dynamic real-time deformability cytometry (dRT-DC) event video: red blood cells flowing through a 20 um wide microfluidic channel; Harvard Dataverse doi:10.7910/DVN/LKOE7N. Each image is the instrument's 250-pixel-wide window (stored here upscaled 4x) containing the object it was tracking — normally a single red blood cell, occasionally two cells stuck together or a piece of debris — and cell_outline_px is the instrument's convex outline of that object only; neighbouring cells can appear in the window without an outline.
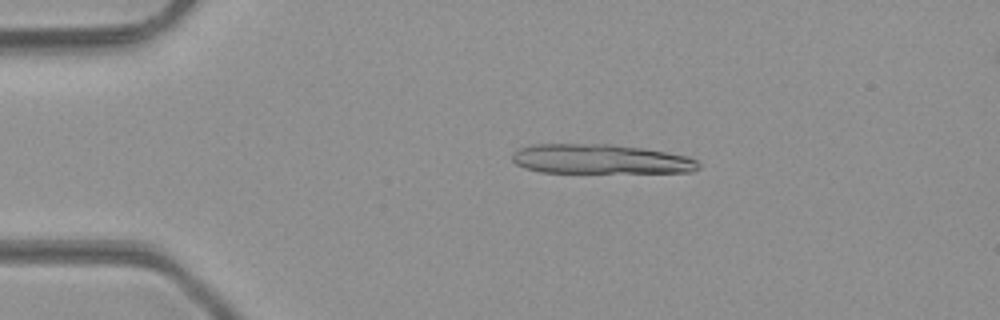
{"species": "common noctule bat (a hibernating species)", "species_latin": "Nyctalus noctula", "temperature_condition": "room temperature", "stored_images_in_passage": 48, "segment_of_instrument_passage": [1, 2], "camera_frame_rate_fps": 3000, "um_per_image_px": 0.085, "animal": {"sex": "male", "body_mass_g": 23.1, "forearm_length_mm": 52.7}, "frame": {"image": 1, "passage_image": 9, "time_ms": 2.667, "image_size_px": [1000, 320], "cell_outline_px": [[700, 168], [692, 172], [540, 172], [524, 168], [516, 164], [512, 160], [512, 152], [520, 148], [536, 144], [608, 144], [644, 148], [688, 156], [696, 160], [700, 164]], "centroid_in_image_um": [51.03, 13.52], "position_along_channel_um": 34.0, "area_um2": 32.08}}